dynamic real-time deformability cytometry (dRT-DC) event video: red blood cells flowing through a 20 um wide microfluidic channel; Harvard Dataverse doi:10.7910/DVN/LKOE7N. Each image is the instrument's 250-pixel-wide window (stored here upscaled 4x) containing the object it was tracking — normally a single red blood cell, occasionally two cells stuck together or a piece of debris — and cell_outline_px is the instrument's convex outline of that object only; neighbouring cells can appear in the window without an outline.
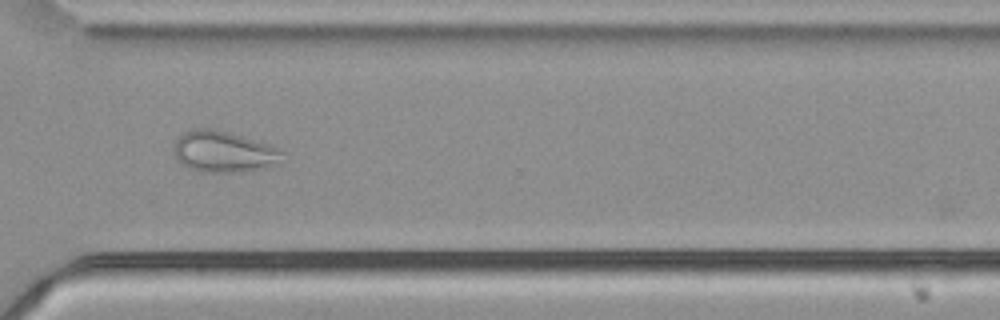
{"species": "common noctule bat (a hibernating species)", "species_latin": "Nyctalus noctula", "temperature_condition": "cold", "stored_images_in_passage": 43, "camera_frame_rate_fps": 3000, "um_per_image_px": 0.085, "animal": {"sex": "male", "body_mass_g": 21.5, "forearm_length_mm": 52.0}, "frame": {"image": 1, "passage_image": 29, "time_ms": 9.333, "image_size_px": [1000, 320], "cell_outline_px": [[284, 164], [244, 172], [200, 172], [188, 168], [180, 164], [176, 156], [176, 140], [184, 132], [196, 128], [212, 128], [228, 132], [268, 144], [280, 148], [284, 152]], "centroid_in_image_um": [19.1, 12.92], "position_along_channel_um": 351.5, "area_um2": 26.36}}
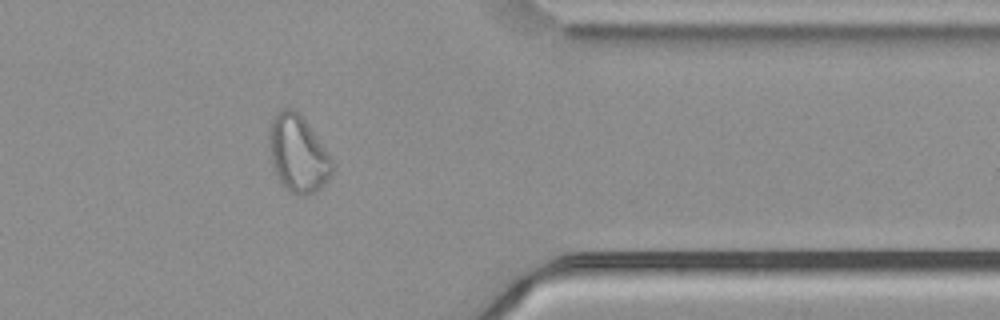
{"frame": {"image": 2, "passage_image": 33, "time_ms": 10.667, "image_size_px": [1000, 320], "cell_outline_px": [[332, 172], [320, 188], [316, 192], [304, 196], [300, 196], [284, 188], [276, 176], [272, 168], [268, 144], [268, 128], [272, 116], [280, 108], [292, 108], [304, 120], [328, 152], [332, 160]], "centroid_in_image_um": [25.26, 13.07], "position_along_channel_um": 386.1, "area_um2": 28.44}}
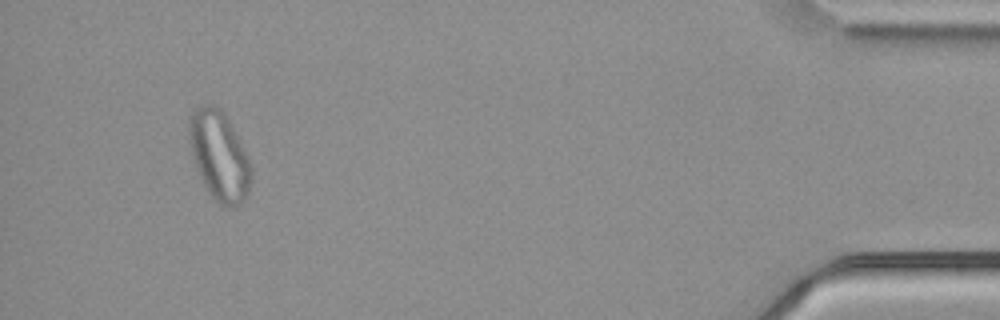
{"frame": {"image": 3, "passage_image": 40, "time_ms": 13.0, "image_size_px": [1000, 320], "cell_outline_px": [[252, 180], [248, 192], [244, 200], [240, 204], [228, 208], [220, 204], [212, 196], [204, 184], [200, 176], [192, 152], [188, 136], [188, 116], [200, 104], [212, 104], [220, 108], [224, 112], [236, 132], [248, 156], [252, 168]], "centroid_in_image_um": [18.65, 13.2], "position_along_channel_um": 416.6, "area_um2": 32.43}, "authors_computed_cell_mechanics": {"area_um2": 27.1082, "velocity_mm_per_s": 3.7355, "shape_relaxation_time_tau1_ms": null, "shape_relaxation_time_tau2_ms": 2.6723, "deformation_change_tau1": null, "deformation_change_tau2": 0.0826}}